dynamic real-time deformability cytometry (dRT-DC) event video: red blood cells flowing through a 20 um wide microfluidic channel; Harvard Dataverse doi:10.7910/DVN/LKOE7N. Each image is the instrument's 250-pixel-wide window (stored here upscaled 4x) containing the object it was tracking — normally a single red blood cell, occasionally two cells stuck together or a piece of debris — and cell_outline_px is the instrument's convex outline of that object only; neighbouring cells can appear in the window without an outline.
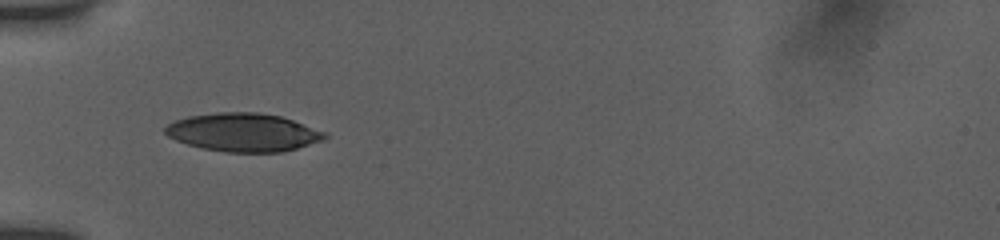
{"species": "human", "species_latin": "Homo sapiens", "temperature_condition": "room temperature", "stored_images_in_passage": 8, "camera_frame_rate_fps": 3000, "um_per_image_px": 0.085, "donor": {"sex": "female"}, "frame": {"image": 1, "passage_image": 1, "time_ms": 0.0, "image_size_px": [1000, 240], "cell_outline_px": [[328, 136], [324, 140], [284, 152], [224, 152], [204, 148], [188, 144], [176, 140], [168, 136], [164, 132], [164, 128], [172, 120], [188, 116], [216, 112], [260, 112], [280, 116], [328, 132]], "centroid_in_image_um": [20.69, 11.24], "position_along_channel_um": 64.3, "area_um2": 35.84}}
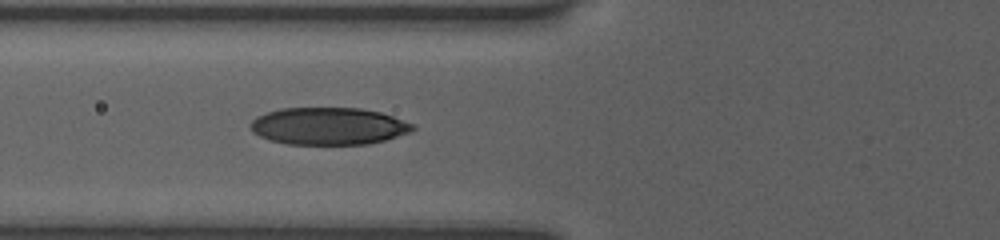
{"frame": {"image": 2, "passage_image": 6, "time_ms": 1.0, "image_size_px": [1000, 240], "cell_outline_px": [[416, 128], [408, 132], [384, 140], [368, 144], [288, 144], [268, 140], [252, 132], [248, 124], [256, 116], [280, 108], [360, 108], [380, 112], [392, 116], [412, 124]], "centroid_in_image_um": [27.86, 10.72], "position_along_channel_um": 97.9, "area_um2": 35.14}}